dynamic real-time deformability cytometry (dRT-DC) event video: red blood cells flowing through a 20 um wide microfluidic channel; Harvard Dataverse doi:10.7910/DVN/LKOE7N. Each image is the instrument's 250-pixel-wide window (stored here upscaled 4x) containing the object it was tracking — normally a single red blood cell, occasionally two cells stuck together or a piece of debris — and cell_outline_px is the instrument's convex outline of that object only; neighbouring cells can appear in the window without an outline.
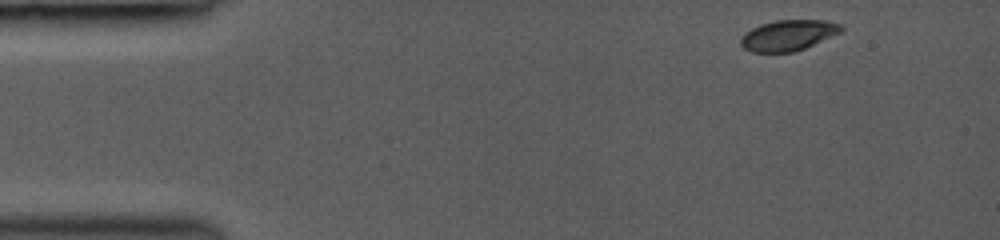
{"species": "common noctule bat (a hibernating species)", "species_latin": "Nyctalus noctula", "temperature_condition": "room temperature", "stored_images_in_passage": 13, "camera_frame_rate_fps": 3000, "um_per_image_px": 0.085, "animal": {"sex": "female", "body_mass_g": 19.0, "forearm_length_mm": 53.3}, "frame": {"image": 1, "passage_image": 1, "time_ms": 0.0, "image_size_px": [1000, 240], "cell_outline_px": [[844, 28], [840, 32], [804, 48], [792, 52], [752, 52], [744, 48], [740, 44], [740, 40], [744, 32], [760, 24], [776, 20], [824, 20], [840, 24]], "centroid_in_image_um": [66.96, 2.99], "position_along_channel_um": 18.0, "area_um2": 17.8}}
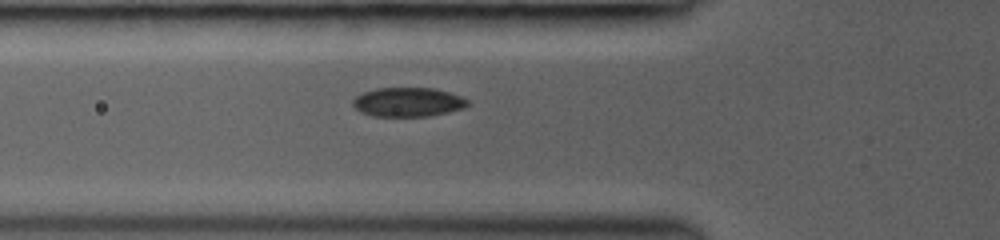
{"frame": {"image": 2, "passage_image": 10, "time_ms": 4.0, "image_size_px": [1000, 240], "cell_outline_px": [[472, 104], [464, 108], [448, 112], [428, 116], [372, 116], [360, 112], [352, 104], [352, 100], [356, 96], [364, 92], [376, 88], [432, 88], [448, 92], [460, 96], [468, 100]], "centroid_in_image_um": [34.68, 8.68], "position_along_channel_um": 91.1, "area_um2": 19.54}}
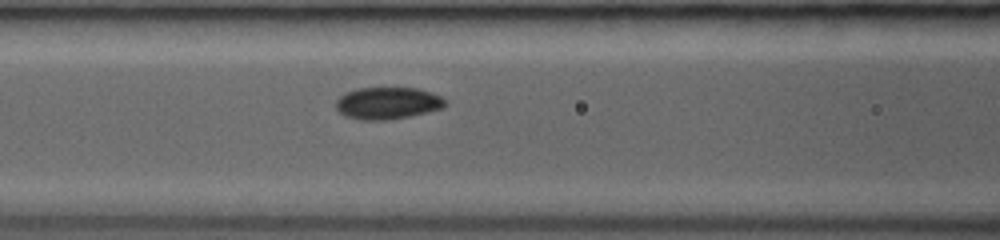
{"frame": {"image": 3, "passage_image": 13, "time_ms": 5.0, "image_size_px": [1000, 240], "cell_outline_px": [[448, 104], [444, 108], [428, 112], [388, 120], [360, 120], [344, 116], [336, 108], [336, 100], [344, 92], [356, 88], [416, 88], [432, 92], [448, 100]], "centroid_in_image_um": [32.96, 8.76], "position_along_channel_um": 133.6, "area_um2": 20.69}}